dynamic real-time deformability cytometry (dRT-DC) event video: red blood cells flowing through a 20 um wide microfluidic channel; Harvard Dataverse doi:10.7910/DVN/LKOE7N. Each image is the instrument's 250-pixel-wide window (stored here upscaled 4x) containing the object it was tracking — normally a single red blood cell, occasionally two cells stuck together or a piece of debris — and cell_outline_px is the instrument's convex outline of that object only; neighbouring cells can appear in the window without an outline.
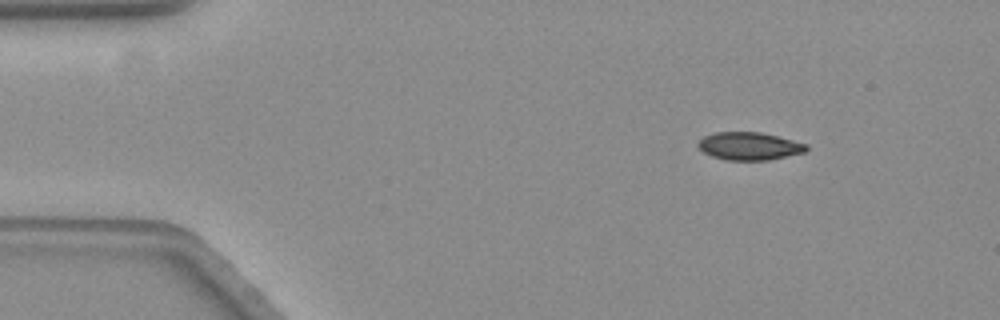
{"species": "common noctule bat (a hibernating species)", "species_latin": "Nyctalus noctula", "temperature_condition": "warm", "stored_images_in_passage": 51, "camera_frame_rate_fps": 3000, "um_per_image_px": 0.085, "animal": {"sex": "female", "body_mass_g": 19.3, "forearm_length_mm": 54.1}, "frame": {"image": 1, "passage_image": 1, "time_ms": 0.0, "image_size_px": [1000, 320], "cell_outline_px": [[808, 148], [804, 152], [768, 160], [724, 160], [712, 156], [704, 152], [696, 144], [704, 136], [716, 132], [760, 132], [808, 144]], "centroid_in_image_um": [63.67, 12.42], "position_along_channel_um": 21.3, "area_um2": 17.4}}
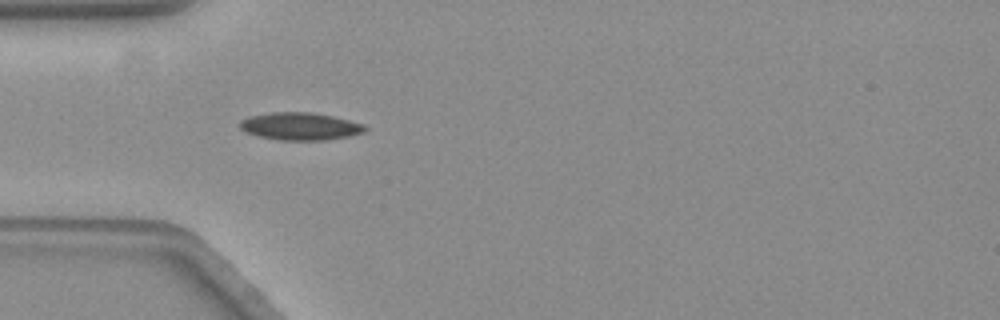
{"frame": {"image": 2, "passage_image": 11, "time_ms": 3.333, "image_size_px": [1000, 320], "cell_outline_px": [[368, 128], [364, 132], [348, 136], [324, 140], [280, 140], [256, 136], [240, 128], [240, 120], [252, 116], [272, 112], [312, 112], [332, 116], [364, 124]], "centroid_in_image_um": [25.52, 10.73], "position_along_channel_um": 59.5, "area_um2": 19.94}}
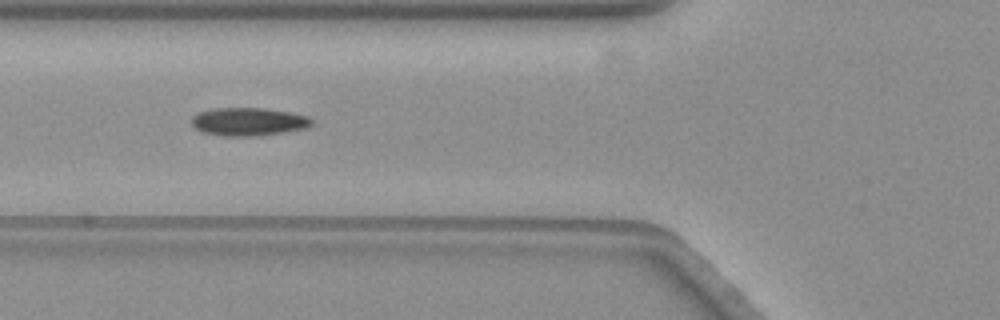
{"frame": {"image": 3, "passage_image": 15, "time_ms": 4.667, "image_size_px": [1000, 320], "cell_outline_px": [[312, 124], [308, 128], [260, 136], [220, 136], [200, 132], [192, 124], [192, 116], [196, 112], [212, 108], [264, 108], [288, 112], [308, 116], [312, 120]], "centroid_in_image_um": [21.09, 10.35], "position_along_channel_um": 104.7, "area_um2": 19.94}, "authors_computed_cell_mechanics": {"area_um2": 18.7272, "velocity_mm_per_s": 3.5523, "shape_relaxation_time_tau1_ms": null, "shape_relaxation_time_tau2_ms": 3.5181, "deformation_change_tau1": null, "deformation_change_tau2": 0.0692}}